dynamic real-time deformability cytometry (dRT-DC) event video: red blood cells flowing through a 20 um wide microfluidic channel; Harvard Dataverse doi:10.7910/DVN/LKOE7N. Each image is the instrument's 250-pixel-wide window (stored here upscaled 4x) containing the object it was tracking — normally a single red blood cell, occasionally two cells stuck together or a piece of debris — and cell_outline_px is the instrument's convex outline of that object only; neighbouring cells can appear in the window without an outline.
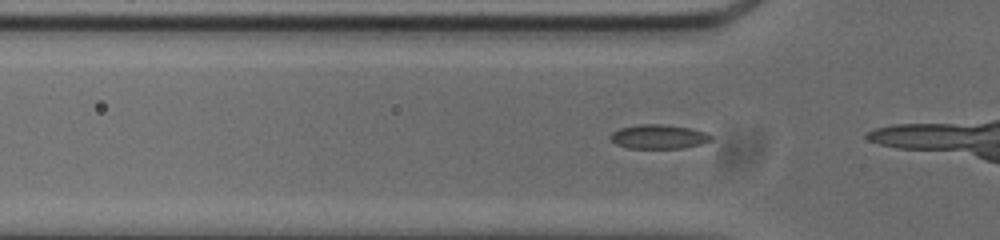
{"species": "common noctule bat (a hibernating species)", "species_latin": "Nyctalus noctula", "temperature_condition": "cold", "stored_images_in_passage": 8, "camera_frame_rate_fps": 3000, "um_per_image_px": 0.085, "animal": {"sex": "male", "body_mass_g": 20.0, "forearm_length_mm": 53.3}, "frame": {"image": 1, "passage_image": 6, "time_ms": 1.667, "image_size_px": [1000, 240], "cell_outline_px": [[712, 140], [704, 144], [684, 148], [628, 148], [616, 144], [608, 136], [612, 132], [620, 128], [640, 124], [664, 124], [692, 128], [708, 132], [712, 136]], "centroid_in_image_um": [56.04, 11.61], "position_along_channel_um": 69.8, "area_um2": 14.45}}